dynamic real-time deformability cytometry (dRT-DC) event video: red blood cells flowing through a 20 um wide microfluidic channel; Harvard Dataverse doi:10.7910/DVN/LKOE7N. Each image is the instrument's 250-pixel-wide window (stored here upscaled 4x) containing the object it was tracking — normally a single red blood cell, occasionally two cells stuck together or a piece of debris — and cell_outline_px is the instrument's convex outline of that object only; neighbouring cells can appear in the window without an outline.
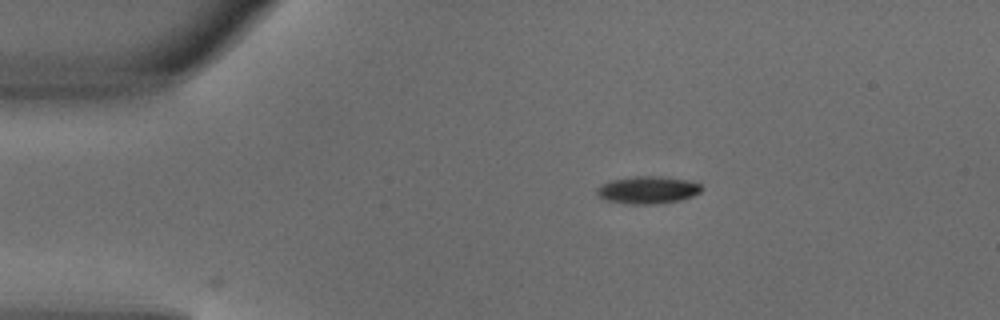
{"species": "common noctule bat (a hibernating species)", "species_latin": "Nyctalus noctula", "temperature_condition": "warm", "stored_images_in_passage": 2, "camera_frame_rate_fps": 3000, "um_per_image_px": 0.085, "animal": {"sex": "male", "body_mass_g": 18.8}, "frame": {"image": 1, "passage_image": 1, "time_ms": 0.0, "image_size_px": [1000, 320], "cell_outline_px": [[704, 188], [700, 192], [692, 196], [680, 200], [656, 204], [628, 204], [604, 200], [596, 192], [596, 188], [612, 180], [636, 176], [660, 176], [688, 180], [700, 184]], "centroid_in_image_um": [55.08, 16.15], "position_along_channel_um": 29.9, "area_um2": 16.7}}